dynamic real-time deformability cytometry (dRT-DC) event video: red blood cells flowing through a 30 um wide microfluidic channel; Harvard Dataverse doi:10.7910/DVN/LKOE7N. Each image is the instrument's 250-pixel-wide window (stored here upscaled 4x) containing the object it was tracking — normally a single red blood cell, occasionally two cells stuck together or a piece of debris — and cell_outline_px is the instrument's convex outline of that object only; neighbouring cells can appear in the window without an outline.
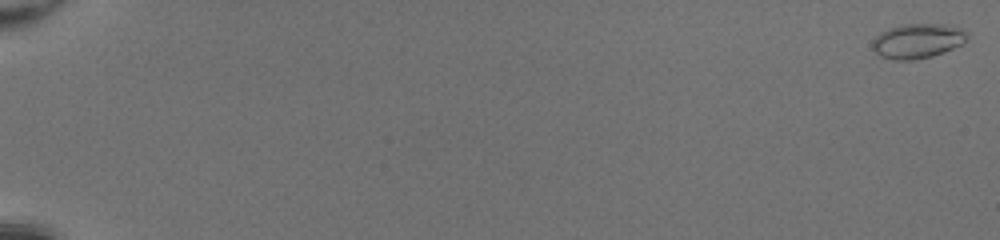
{"species": "common noctule bat (a hibernating species)", "species_latin": "Nyctalus noctula", "temperature_condition": "room temperature", "stored_images_in_passage": 52, "camera_frame_rate_fps": 3000, "um_per_image_px": 0.085, "animal": {"sex": "female", "body_mass_g": 20.0, "forearm_length_mm": 54.0}, "frame": {"image": 1, "passage_image": 1, "time_ms": 0.0, "image_size_px": [1000, 240], "cell_outline_px": [[968, 36], [964, 44], [932, 56], [912, 60], [896, 60], [880, 56], [872, 48], [872, 40], [880, 32], [888, 28], [904, 24], [944, 24], [964, 28], [968, 32]], "centroid_in_image_um": [78.02, 3.47], "position_along_channel_um": 7.0, "area_um2": 19.36}}
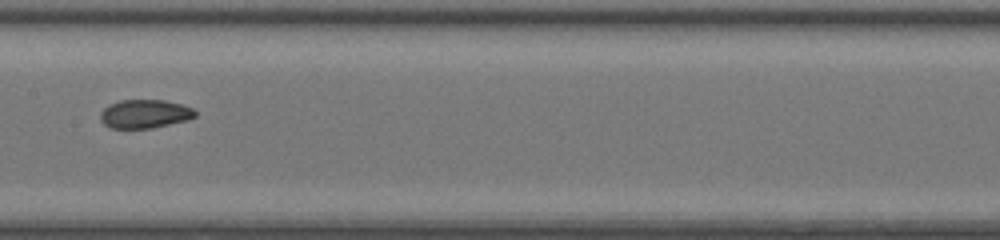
{"frame": {"image": 2, "passage_image": 30, "time_ms": 9.667, "image_size_px": [1000, 240], "cell_outline_px": [[196, 116], [188, 120], [152, 128], [108, 128], [100, 120], [100, 112], [108, 104], [120, 100], [164, 100], [180, 104], [192, 108], [196, 112]], "centroid_in_image_um": [12.28, 9.68], "position_along_channel_um": 195.1, "area_um2": 15.9}}
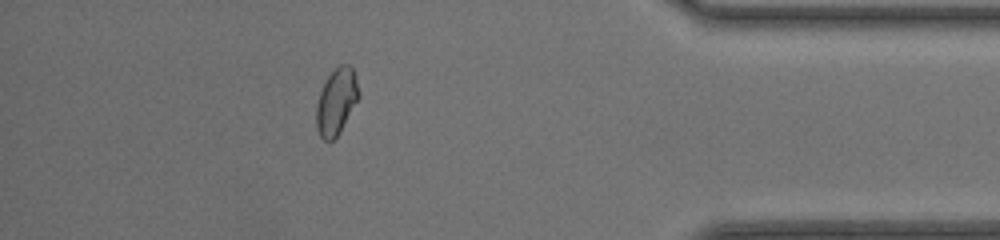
{"frame": {"image": 3, "passage_image": 47, "time_ms": 15.333, "image_size_px": [1000, 240], "cell_outline_px": [[360, 96], [340, 132], [328, 144], [320, 136], [316, 128], [316, 104], [320, 92], [328, 76], [340, 64], [348, 64], [352, 68], [356, 76], [360, 92]], "centroid_in_image_um": [28.6, 8.65], "position_along_channel_um": 406.6, "area_um2": 16.47}, "authors_computed_cell_mechanics": {"area_um2": 16.473, "velocity_mm_per_s": 4.278, "shape_relaxation_time_tau1_ms": 3.6332, "shape_relaxation_time_tau2_ms": 0.7085, "deformation_change_tau1": 0.1189, "deformation_change_tau2": 0.0433}}